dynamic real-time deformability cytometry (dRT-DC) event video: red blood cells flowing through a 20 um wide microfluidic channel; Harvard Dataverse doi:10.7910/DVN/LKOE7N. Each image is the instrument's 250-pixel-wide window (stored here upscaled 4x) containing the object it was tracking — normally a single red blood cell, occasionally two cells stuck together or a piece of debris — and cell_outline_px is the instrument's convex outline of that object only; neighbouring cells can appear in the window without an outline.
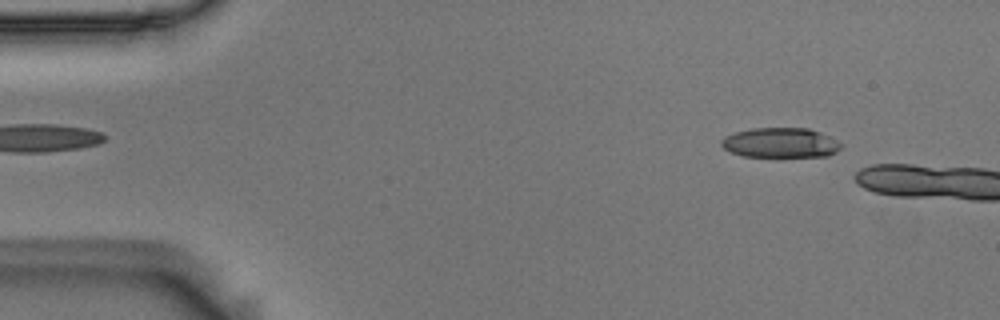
{"species": "Egyptian fruit bat (a non-hibernating species)", "species_latin": "Rousettus aegyptiacus", "temperature_condition": "room temperature", "stored_images_in_passage": 3, "camera_frame_rate_fps": 3000, "um_per_image_px": 0.085, "animal": {"sex": "male"}, "frame": {"image": 1, "passage_image": 2, "time_ms": 0.333, "image_size_px": [1000, 320], "cell_outline_px": [[844, 144], [836, 152], [828, 156], [740, 156], [724, 148], [720, 144], [720, 140], [724, 136], [736, 132], [752, 128], [808, 128], [820, 132]], "centroid_in_image_um": [66.33, 12.13], "position_along_channel_um": 18.7, "area_um2": 20.81}}